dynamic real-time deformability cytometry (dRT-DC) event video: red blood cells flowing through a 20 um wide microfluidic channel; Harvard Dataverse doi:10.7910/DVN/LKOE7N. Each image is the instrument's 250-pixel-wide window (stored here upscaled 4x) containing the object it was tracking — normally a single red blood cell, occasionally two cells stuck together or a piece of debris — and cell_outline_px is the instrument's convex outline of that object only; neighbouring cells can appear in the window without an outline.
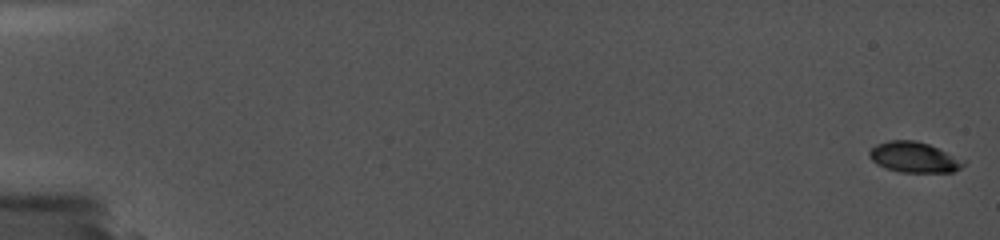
{"species": "common noctule bat (a hibernating species)", "species_latin": "Nyctalus noctula", "temperature_condition": "cold", "stored_images_in_passage": 31, "camera_frame_rate_fps": 5000, "um_per_image_px": 0.085, "animal": {"sex": "female", "body_mass_g": 19.0, "forearm_length_mm": 56.7}, "frame": {"image": 1, "passage_image": 1, "time_ms": 0.0, "image_size_px": [1000, 240], "cell_outline_px": [[968, 160], [960, 168], [952, 172], [900, 172], [876, 164], [868, 156], [868, 152], [876, 144], [888, 140], [916, 140], [928, 144]], "centroid_in_image_um": [77.71, 13.36], "position_along_channel_um": 7.3, "area_um2": 16.88}}
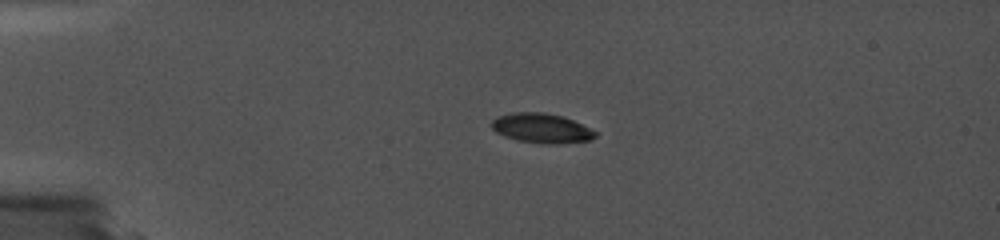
{"frame": {"image": 2, "passage_image": 14, "time_ms": 4.6, "image_size_px": [1000, 240], "cell_outline_px": [[596, 136], [588, 140], [560, 144], [548, 144], [516, 140], [504, 136], [496, 132], [492, 128], [492, 120], [496, 116], [512, 112], [544, 112], [564, 116], [596, 132]], "centroid_in_image_um": [45.98, 10.89], "position_along_channel_um": 39.0, "area_um2": 17.86}}
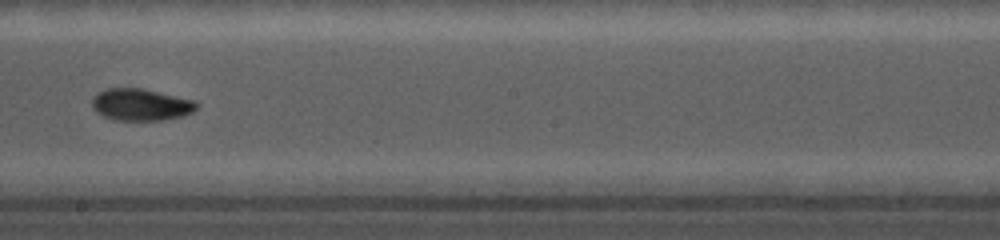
{"frame": {"image": 3, "passage_image": 31, "time_ms": 11.2, "image_size_px": [1000, 240], "cell_outline_px": [[200, 104], [192, 112], [184, 116], [160, 120], [112, 120], [96, 112], [92, 108], [92, 96], [96, 92], [108, 88], [140, 88], [196, 100]], "centroid_in_image_um": [11.96, 8.89], "position_along_channel_um": 236.2, "area_um2": 19.65}}